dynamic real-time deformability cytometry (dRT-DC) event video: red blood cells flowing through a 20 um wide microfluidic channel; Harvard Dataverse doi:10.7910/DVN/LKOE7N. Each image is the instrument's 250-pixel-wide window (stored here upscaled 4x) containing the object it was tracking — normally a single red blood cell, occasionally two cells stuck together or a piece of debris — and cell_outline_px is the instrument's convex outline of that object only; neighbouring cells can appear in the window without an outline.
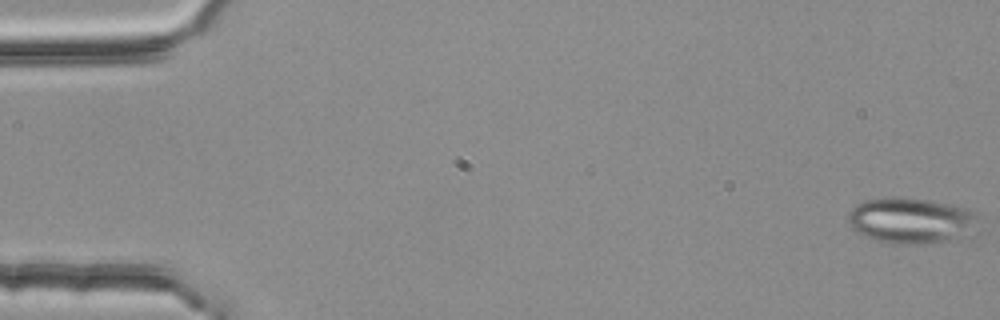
{"species": "common noctule bat (a hibernating species)", "species_latin": "Nyctalus noctula", "temperature_condition": "room temperature", "stored_images_in_passage": 17, "camera_frame_rate_fps": 3000, "um_per_image_px": 0.085, "animal": {"sex": "female", "body_mass_g": 25.1}, "frame": {"image": 1, "passage_image": 1, "time_ms": 0.0, "image_size_px": [1000, 320], "cell_outline_px": [[972, 232], [964, 236], [952, 240], [908, 244], [900, 244], [880, 240], [864, 236], [852, 228], [848, 224], [848, 212], [856, 204], [864, 200], [884, 196], [900, 196], [928, 200], [948, 204], [964, 208], [972, 212]], "centroid_in_image_um": [77.31, 18.71], "position_along_channel_um": 7.7, "area_um2": 34.16}}